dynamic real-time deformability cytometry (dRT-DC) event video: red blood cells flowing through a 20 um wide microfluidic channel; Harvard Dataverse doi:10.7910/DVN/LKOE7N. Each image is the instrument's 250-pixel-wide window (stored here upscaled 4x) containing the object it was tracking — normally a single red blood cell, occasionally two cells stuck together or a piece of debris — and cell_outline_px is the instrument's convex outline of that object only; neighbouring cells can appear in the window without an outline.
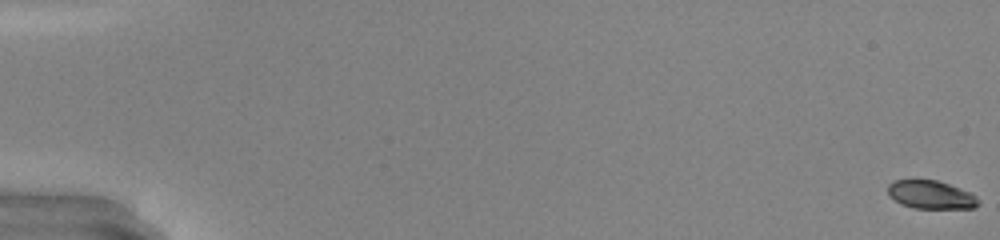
{"species": "common noctule bat (a hibernating species)", "species_latin": "Nyctalus noctula", "temperature_condition": "warm", "stored_images_in_passage": 51, "camera_frame_rate_fps": 3000, "um_per_image_px": 0.085, "animal": {"sex": "male", "body_mass_g": 20.0, "forearm_length_mm": 53.3}, "frame": {"image": 1, "passage_image": 1, "time_ms": 0.0, "image_size_px": [1000, 240], "cell_outline_px": [[980, 204], [976, 208], [912, 208], [900, 204], [888, 196], [888, 184], [892, 180], [936, 180], [972, 192], [980, 200]], "centroid_in_image_um": [79.13, 16.56], "position_along_channel_um": 5.9, "area_um2": 15.14}}
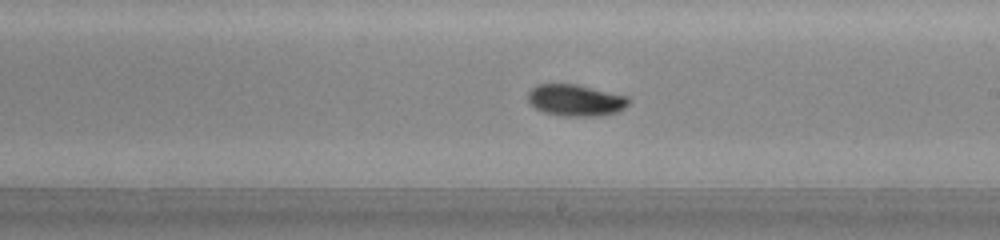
{"frame": {"image": 2, "passage_image": 31, "time_ms": 10.0, "image_size_px": [1000, 240], "cell_outline_px": [[628, 104], [624, 108], [616, 112], [596, 116], [564, 116], [544, 112], [536, 108], [528, 100], [528, 92], [536, 84], [576, 84], [628, 96]], "centroid_in_image_um": [48.91, 8.51], "position_along_channel_um": 240.1, "area_um2": 18.38}}
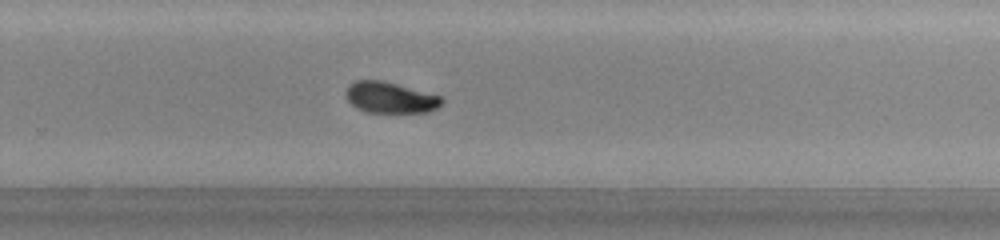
{"frame": {"image": 3, "passage_image": 35, "time_ms": 11.333, "image_size_px": [1000, 240], "cell_outline_px": [[444, 104], [428, 112], [368, 112], [356, 108], [348, 100], [344, 92], [356, 80], [384, 80], [440, 96], [444, 100]], "centroid_in_image_um": [33.18, 8.29], "position_along_channel_um": 296.6, "area_um2": 17.28}, "authors_computed_cell_mechanics": {"area_um2": 17.2244, "velocity_mm_per_s": 4.2455, "shape_relaxation_time_tau1_ms": 2.1162, "shape_relaxation_time_tau2_ms": 3.3707, "deformation_change_tau1": 0.1149, "deformation_change_tau2": 0.0634}}